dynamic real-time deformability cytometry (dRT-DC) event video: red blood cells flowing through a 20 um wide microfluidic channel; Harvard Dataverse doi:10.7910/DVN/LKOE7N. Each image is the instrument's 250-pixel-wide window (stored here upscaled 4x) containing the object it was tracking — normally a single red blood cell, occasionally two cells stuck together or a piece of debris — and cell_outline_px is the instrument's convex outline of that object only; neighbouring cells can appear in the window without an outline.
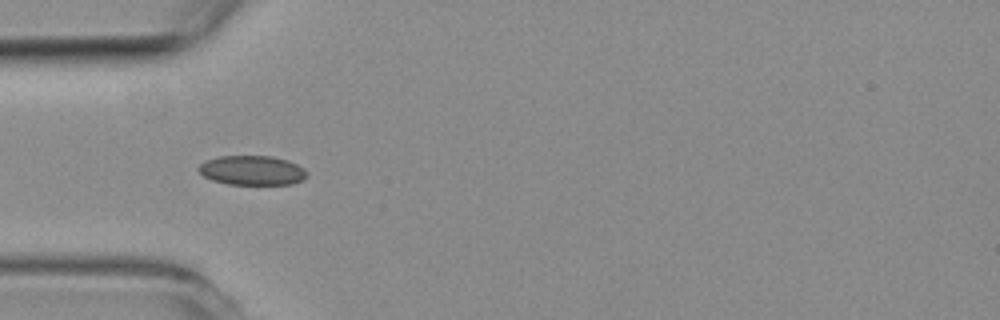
{"species": "common noctule bat (a hibernating species)", "species_latin": "Nyctalus noctula", "temperature_condition": "room temperature", "stored_images_in_passage": 10, "camera_frame_rate_fps": 3000, "um_per_image_px": 0.085, "animal": {"sex": "female", "body_mass_g": 19.3, "forearm_length_mm": 54.1}, "frame": {"image": 1, "passage_image": 6, "time_ms": 1.667, "image_size_px": [1000, 320], "cell_outline_px": [[308, 176], [292, 184], [228, 184], [212, 180], [204, 176], [196, 168], [204, 160], [220, 156], [272, 156], [288, 160], [304, 168], [308, 172]], "centroid_in_image_um": [21.42, 14.47], "position_along_channel_um": 63.6, "area_um2": 18.67}}
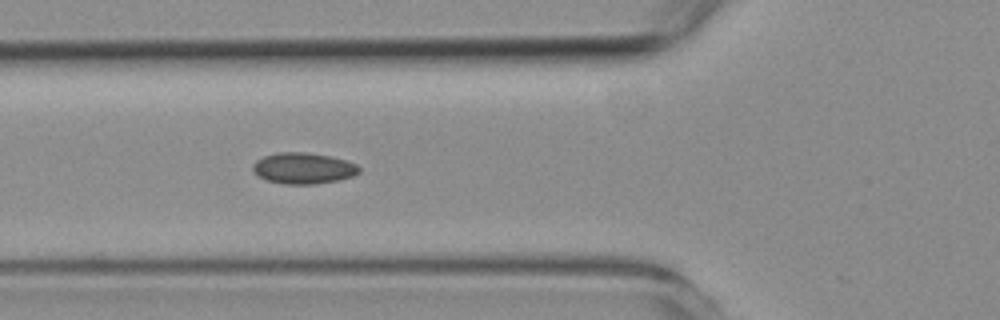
{"frame": {"image": 2, "passage_image": 9, "time_ms": 2.667, "image_size_px": [1000, 320], "cell_outline_px": [[360, 172], [352, 176], [336, 180], [316, 184], [284, 184], [268, 180], [252, 172], [252, 164], [256, 160], [264, 156], [276, 152], [304, 152], [332, 156], [356, 164], [360, 168]], "centroid_in_image_um": [25.76, 14.29], "position_along_channel_um": 100.0, "area_um2": 19.25}}